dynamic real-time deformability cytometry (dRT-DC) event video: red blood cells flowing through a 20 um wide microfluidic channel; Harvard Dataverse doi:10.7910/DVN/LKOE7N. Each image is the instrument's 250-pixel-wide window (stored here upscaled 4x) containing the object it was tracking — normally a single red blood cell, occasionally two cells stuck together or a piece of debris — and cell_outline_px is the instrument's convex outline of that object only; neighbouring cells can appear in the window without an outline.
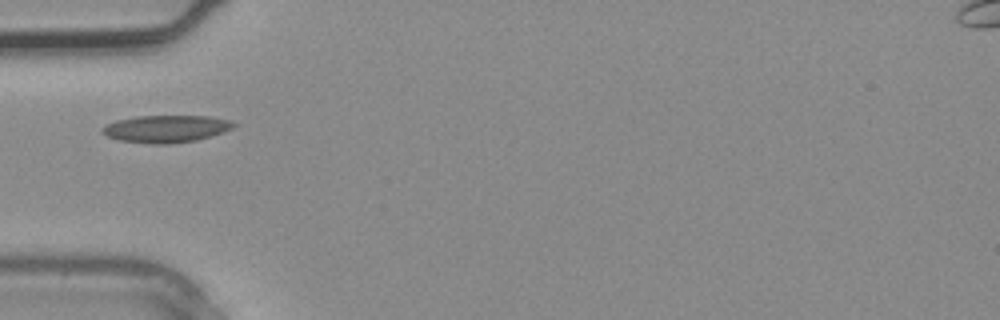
{"species": "common noctule bat (a hibernating species)", "species_latin": "Nyctalus noctula", "temperature_condition": "warm", "stored_images_in_passage": 3, "camera_frame_rate_fps": 3000, "um_per_image_px": 0.085, "animal": {"sex": "male", "body_mass_g": 20.4}, "frame": {"image": 1, "passage_image": 3, "time_ms": 0.667, "image_size_px": [1000, 320], "cell_outline_px": [[236, 124], [232, 128], [196, 140], [168, 144], [152, 144], [120, 140], [108, 136], [100, 132], [100, 128], [116, 120], [136, 116], [208, 116], [228, 120]], "centroid_in_image_um": [14.05, 10.94], "position_along_channel_um": 71.0, "area_um2": 20.58}}